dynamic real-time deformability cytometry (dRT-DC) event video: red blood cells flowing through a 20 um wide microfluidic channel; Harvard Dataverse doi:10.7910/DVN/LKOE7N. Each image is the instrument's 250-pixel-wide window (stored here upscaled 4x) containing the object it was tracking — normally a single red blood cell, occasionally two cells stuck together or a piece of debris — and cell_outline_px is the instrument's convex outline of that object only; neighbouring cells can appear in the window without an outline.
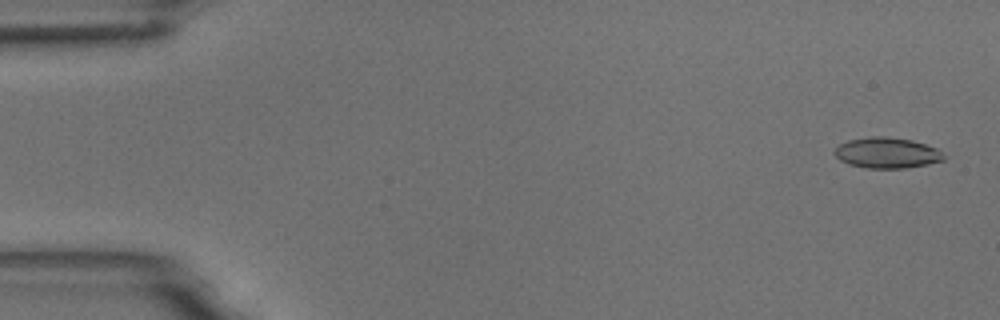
{"species": "common noctule bat (a hibernating species)", "species_latin": "Nyctalus noctula", "temperature_condition": "room temperature", "stored_images_in_passage": 54, "camera_frame_rate_fps": 3000, "um_per_image_px": 0.085, "animal": {"sex": "male", "body_mass_g": 18.8}, "frame": {"image": 1, "passage_image": 2, "time_ms": 0.333, "image_size_px": [1000, 320], "cell_outline_px": [[944, 160], [928, 164], [904, 168], [868, 168], [848, 164], [840, 160], [832, 152], [840, 144], [848, 140], [872, 136], [884, 136], [912, 140], [936, 148], [944, 156]], "centroid_in_image_um": [75.36, 12.99], "position_along_channel_um": 9.6, "area_um2": 19.42}}
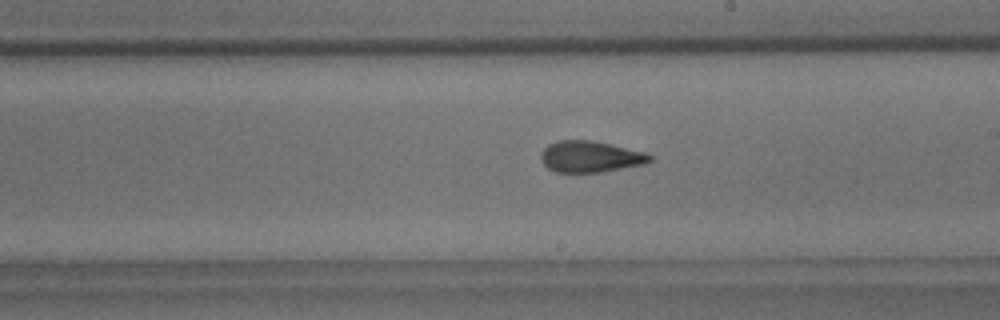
{"frame": {"image": 2, "passage_image": 31, "time_ms": 10.0, "image_size_px": [1000, 320], "cell_outline_px": [[652, 160], [644, 164], [600, 172], [556, 172], [548, 168], [540, 160], [540, 152], [548, 144], [556, 140], [592, 140], [644, 152], [652, 156]], "centroid_in_image_um": [50.13, 13.31], "position_along_channel_um": 238.9, "area_um2": 19.83}}
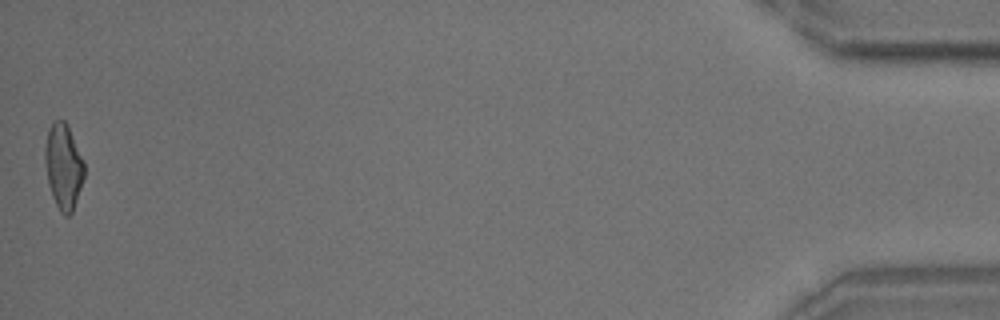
{"frame": {"image": 3, "passage_image": 54, "time_ms": 17.667, "image_size_px": [1000, 320], "cell_outline_px": [[84, 176], [72, 212], [68, 216], [64, 216], [60, 212], [52, 196], [48, 184], [44, 160], [44, 148], [48, 128], [52, 120], [64, 120], [68, 124], [84, 160]], "centroid_in_image_um": [5.38, 14.1], "position_along_channel_um": 429.8, "area_um2": 19.77}, "authors_computed_cell_mechanics": {"area_um2": 19.8543, "velocity_mm_per_s": 3.7331, "shape_relaxation_time_tau1_ms": 10.6283, "shape_relaxation_time_tau2_ms": 2.1489, "deformation_change_tau1": 0.2474, "deformation_change_tau2": 0.0965}}